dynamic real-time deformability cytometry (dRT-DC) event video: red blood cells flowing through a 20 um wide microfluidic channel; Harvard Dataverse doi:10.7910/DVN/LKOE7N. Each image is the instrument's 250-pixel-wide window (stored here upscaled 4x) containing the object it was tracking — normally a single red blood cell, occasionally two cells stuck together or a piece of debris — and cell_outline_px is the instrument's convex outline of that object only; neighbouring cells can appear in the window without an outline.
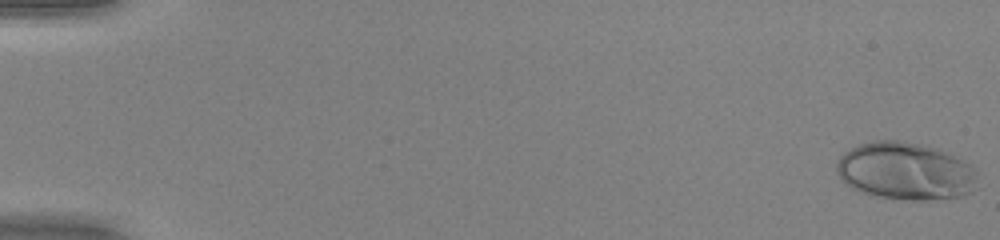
{"species": "human", "species_latin": "Homo sapiens", "temperature_condition": "warm", "stored_images_in_passage": 52, "camera_frame_rate_fps": 3000, "um_per_image_px": 0.085, "donor": {"sex": "female"}, "frame": {"image": 1, "passage_image": 1, "time_ms": 0.0, "image_size_px": [1000, 240], "cell_outline_px": [[976, 188], [972, 192], [960, 196], [928, 200], [908, 200], [872, 196], [852, 188], [840, 180], [836, 172], [836, 160], [844, 152], [860, 144], [872, 140], [900, 140], [940, 148], [952, 152], [976, 168]], "centroid_in_image_um": [76.97, 14.53], "position_along_channel_um": 8.0, "area_um2": 48.15}}
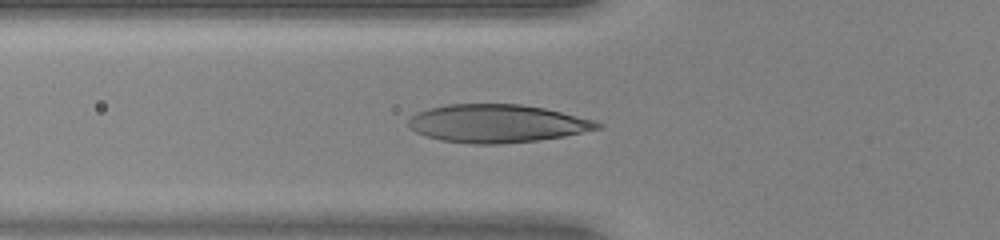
{"frame": {"image": 2, "passage_image": 20, "time_ms": 6.333, "image_size_px": [1000, 240], "cell_outline_px": [[604, 124], [600, 128], [564, 136], [536, 140], [500, 144], [472, 144], [440, 140], [416, 132], [408, 128], [408, 120], [416, 112], [428, 108], [448, 104], [520, 104], [544, 108], [596, 120]], "centroid_in_image_um": [42.23, 10.49], "position_along_channel_um": 83.6, "area_um2": 41.96}}
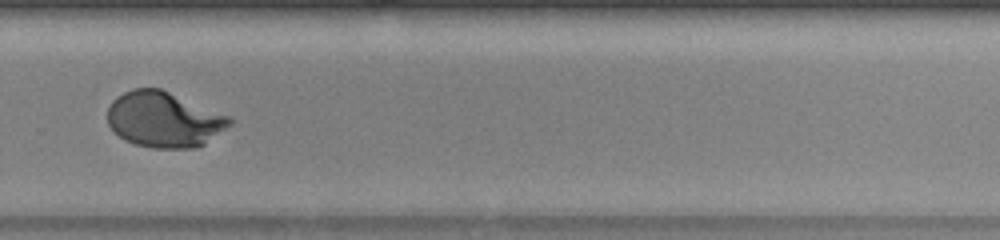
{"frame": {"image": 3, "passage_image": 37, "time_ms": 12.0, "image_size_px": [1000, 240], "cell_outline_px": [[236, 120], [232, 124], [204, 144], [196, 148], [152, 148], [136, 144], [124, 140], [108, 124], [108, 108], [112, 100], [116, 96], [132, 88], [160, 88], [232, 116]], "centroid_in_image_um": [13.98, 10.15], "position_along_channel_um": 315.8, "area_um2": 39.82}, "authors_computed_cell_mechanics": {"area_um2": 40.6045, "velocity_mm_per_s": 4.0922, "shape_relaxation_time_tau1_ms": 3.8217, "shape_relaxation_time_tau2_ms": null, "deformation_change_tau1": 0.2613, "deformation_change_tau2": null}}